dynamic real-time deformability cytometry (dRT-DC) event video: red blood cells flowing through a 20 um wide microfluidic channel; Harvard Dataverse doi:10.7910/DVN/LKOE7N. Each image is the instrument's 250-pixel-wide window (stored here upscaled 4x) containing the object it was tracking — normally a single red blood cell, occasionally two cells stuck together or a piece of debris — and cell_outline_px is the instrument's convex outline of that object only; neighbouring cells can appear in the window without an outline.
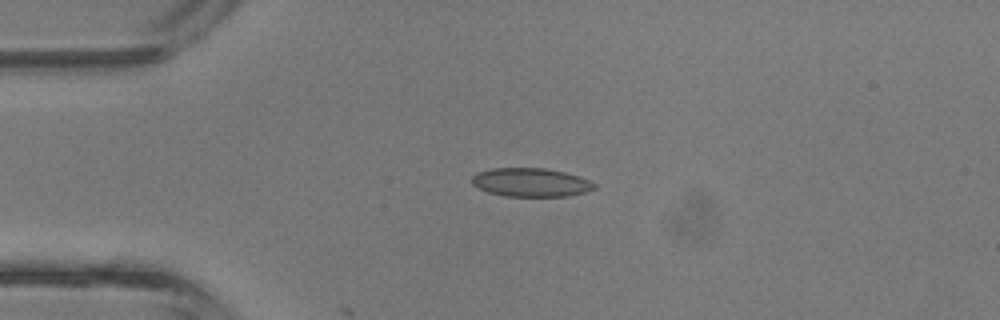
{"species": "common noctule bat (a hibernating species)", "species_latin": "Nyctalus noctula", "temperature_condition": "room temperature", "stored_images_in_passage": 3, "camera_frame_rate_fps": 3000, "um_per_image_px": 0.085, "animal": {"sex": "male", "body_mass_g": 13.3}, "frame": {"image": 1, "passage_image": 1, "time_ms": 0.0, "image_size_px": [1000, 320], "cell_outline_px": [[596, 188], [584, 192], [568, 196], [504, 196], [488, 192], [472, 184], [472, 176], [476, 172], [492, 168], [544, 168], [564, 172], [588, 180], [596, 184]], "centroid_in_image_um": [45.09, 15.5], "position_along_channel_um": 39.9, "area_um2": 20.29}}